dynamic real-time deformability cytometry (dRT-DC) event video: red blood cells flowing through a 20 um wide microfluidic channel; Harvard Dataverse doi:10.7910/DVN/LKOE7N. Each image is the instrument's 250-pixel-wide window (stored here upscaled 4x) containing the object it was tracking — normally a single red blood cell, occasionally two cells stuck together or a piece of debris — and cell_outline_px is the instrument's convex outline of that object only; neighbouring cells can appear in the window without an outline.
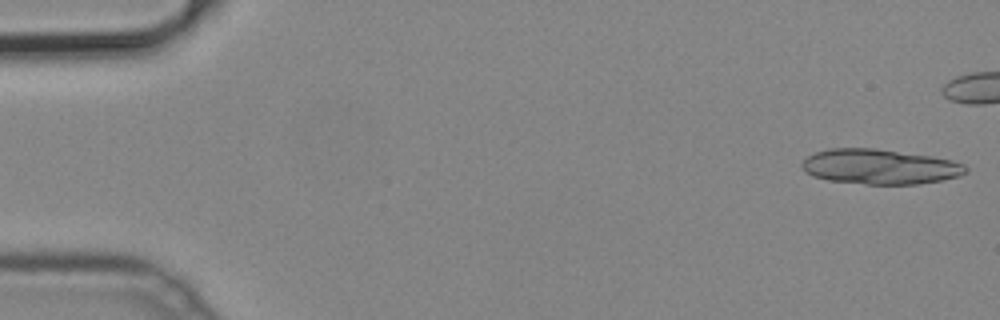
{"species": "common noctule bat (a hibernating species)", "species_latin": "Nyctalus noctula", "temperature_condition": "cold", "stored_images_in_passage": 41, "camera_frame_rate_fps": 3000, "um_per_image_px": 0.085, "animal": {"sex": "male", "body_mass_g": 19.2, "forearm_length_mm": 51.8}, "frame": {"image": 1, "passage_image": 1, "time_ms": 0.0, "image_size_px": [1000, 320], "cell_outline_px": [[968, 172], [960, 176], [944, 180], [916, 184], [868, 184], [828, 180], [812, 176], [804, 172], [800, 164], [808, 156], [816, 152], [828, 148], [876, 148], [928, 156], [952, 160], [964, 164], [968, 168]], "centroid_in_image_um": [74.78, 14.17], "position_along_channel_um": 10.2, "area_um2": 33.52}}